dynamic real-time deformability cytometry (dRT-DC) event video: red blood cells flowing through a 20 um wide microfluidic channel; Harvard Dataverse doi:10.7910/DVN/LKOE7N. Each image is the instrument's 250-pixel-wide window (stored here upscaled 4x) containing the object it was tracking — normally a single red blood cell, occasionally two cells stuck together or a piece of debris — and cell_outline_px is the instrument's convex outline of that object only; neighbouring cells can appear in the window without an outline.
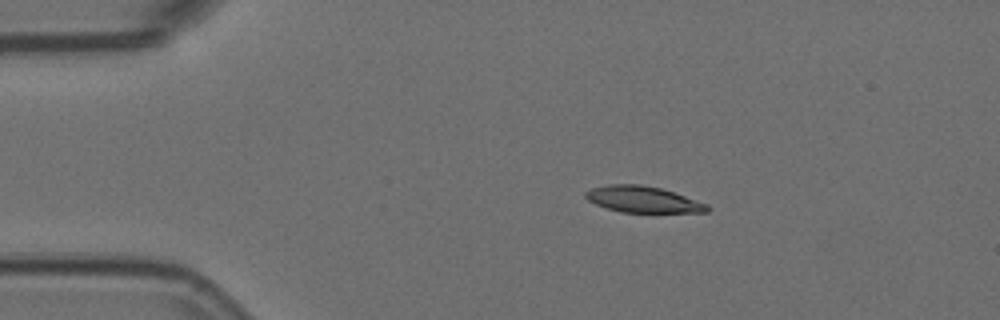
{"species": "Egyptian fruit bat (a non-hibernating species)", "species_latin": "Rousettus aegyptiacus", "temperature_condition": "room temperature", "stored_images_in_passage": 2, "camera_frame_rate_fps": 3000, "um_per_image_px": 0.085, "animal": {"sex": "female"}, "frame": {"image": 1, "passage_image": 1, "time_ms": 0.0, "image_size_px": [1000, 320], "cell_outline_px": [[712, 208], [708, 212], [620, 212], [596, 204], [588, 200], [584, 196], [584, 192], [592, 188], [608, 184], [640, 184], [660, 188], [708, 204]], "centroid_in_image_um": [54.64, 16.95], "position_along_channel_um": 30.4, "area_um2": 18.5}}